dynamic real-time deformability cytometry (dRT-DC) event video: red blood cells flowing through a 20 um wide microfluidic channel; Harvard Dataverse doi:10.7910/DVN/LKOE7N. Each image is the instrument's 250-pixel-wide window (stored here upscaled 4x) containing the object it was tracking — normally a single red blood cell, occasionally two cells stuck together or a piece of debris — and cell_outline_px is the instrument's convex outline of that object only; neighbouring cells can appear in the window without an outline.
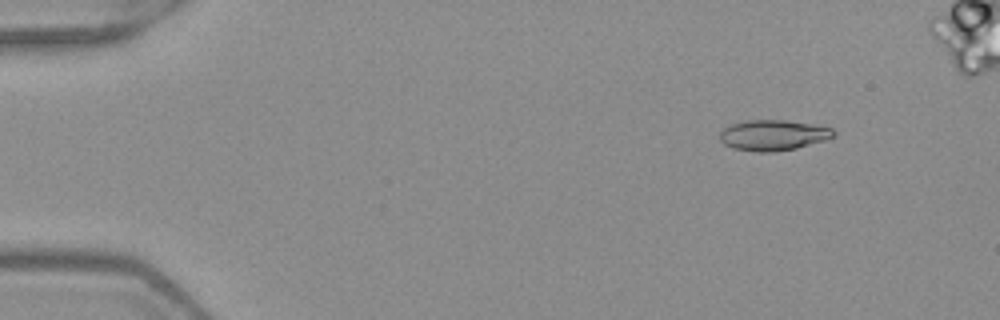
{"species": "Egyptian fruit bat (a non-hibernating species)", "species_latin": "Rousettus aegyptiacus", "temperature_condition": "warm", "stored_images_in_passage": 8, "camera_frame_rate_fps": 3000, "um_per_image_px": 0.085, "frame": {"image": 1, "passage_image": 1, "time_ms": 0.0, "image_size_px": [1000, 320], "cell_outline_px": [[836, 136], [824, 140], [796, 148], [776, 152], [756, 152], [732, 148], [724, 144], [720, 140], [720, 132], [724, 128], [732, 124], [744, 120], [784, 120], [812, 124], [832, 128], [836, 132]], "centroid_in_image_um": [65.71, 11.49], "position_along_channel_um": 19.3, "area_um2": 20.35}}